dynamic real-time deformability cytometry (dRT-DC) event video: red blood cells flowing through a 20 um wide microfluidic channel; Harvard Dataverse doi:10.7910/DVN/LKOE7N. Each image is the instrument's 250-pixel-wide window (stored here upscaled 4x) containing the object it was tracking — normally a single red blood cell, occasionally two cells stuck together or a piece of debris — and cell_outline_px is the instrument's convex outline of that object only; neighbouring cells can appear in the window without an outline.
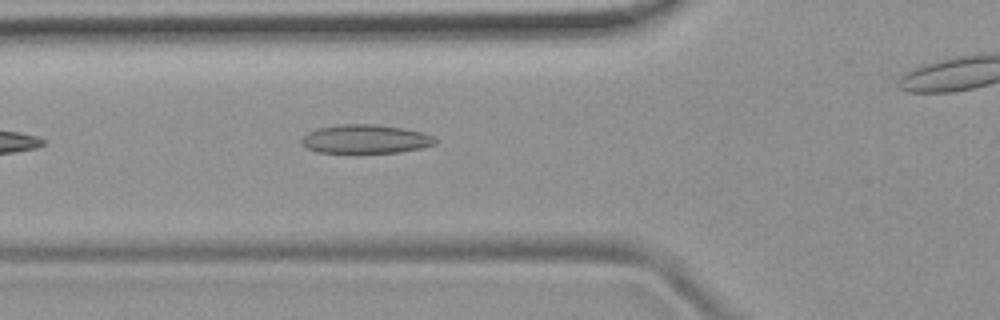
{"species": "common noctule bat (a hibernating species)", "species_latin": "Nyctalus noctula", "temperature_condition": "room temperature", "stored_images_in_passage": 4, "camera_frame_rate_fps": 3000, "um_per_image_px": 0.085, "animal": {"sex": "female", "body_mass_g": 19.9}, "frame": {"image": 1, "passage_image": 3, "time_ms": 0.667, "image_size_px": [1000, 320], "cell_outline_px": [[440, 140], [436, 144], [420, 148], [400, 152], [316, 152], [300, 144], [300, 140], [308, 132], [316, 128], [340, 124], [376, 124], [404, 128], [424, 132], [436, 136]], "centroid_in_image_um": [31.11, 11.8], "position_along_channel_um": 94.7, "area_um2": 22.66}}